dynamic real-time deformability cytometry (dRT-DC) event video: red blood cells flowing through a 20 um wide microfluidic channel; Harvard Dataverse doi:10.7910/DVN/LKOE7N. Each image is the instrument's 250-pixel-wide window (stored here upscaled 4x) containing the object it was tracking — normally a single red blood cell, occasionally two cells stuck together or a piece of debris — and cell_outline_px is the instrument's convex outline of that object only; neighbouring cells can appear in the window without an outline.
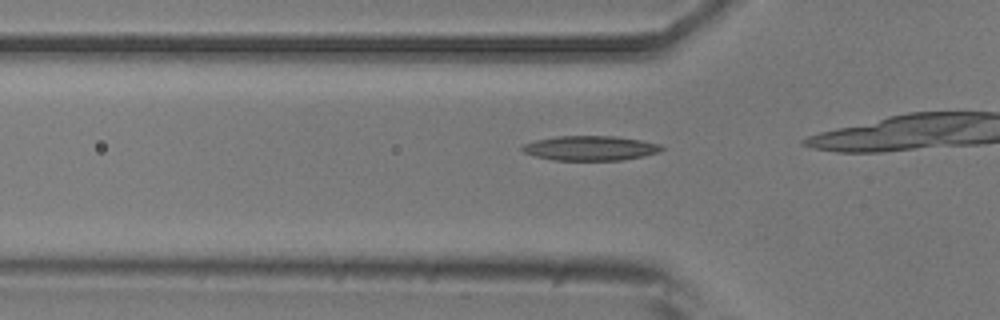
{"species": "common noctule bat (a hibernating species)", "species_latin": "Nyctalus noctula", "temperature_condition": "room temperature", "stored_images_in_passage": 35, "camera_frame_rate_fps": 3000, "um_per_image_px": 0.085, "animal": {"sex": "male", "body_mass_g": 20.5, "forearm_length_mm": 52.5}, "frame": {"image": 1, "passage_image": 13, "time_ms": 4.0, "image_size_px": [1000, 320], "cell_outline_px": [[664, 148], [660, 152], [644, 156], [620, 160], [552, 160], [536, 156], [524, 152], [520, 148], [524, 144], [536, 140], [556, 136], [616, 136], [640, 140], [660, 144]], "centroid_in_image_um": [50.19, 12.59], "position_along_channel_um": 75.6, "area_um2": 20.0}}
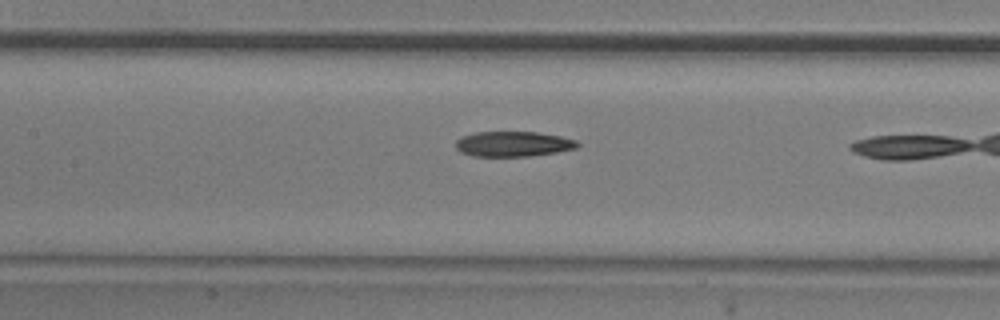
{"frame": {"image": 2, "passage_image": 20, "time_ms": 6.333, "image_size_px": [1000, 320], "cell_outline_px": [[580, 144], [576, 148], [556, 152], [528, 156], [472, 156], [460, 152], [456, 148], [456, 140], [460, 136], [476, 132], [536, 132], [560, 136], [576, 140]], "centroid_in_image_um": [43.58, 12.23], "position_along_channel_um": 163.8, "area_um2": 17.86}}
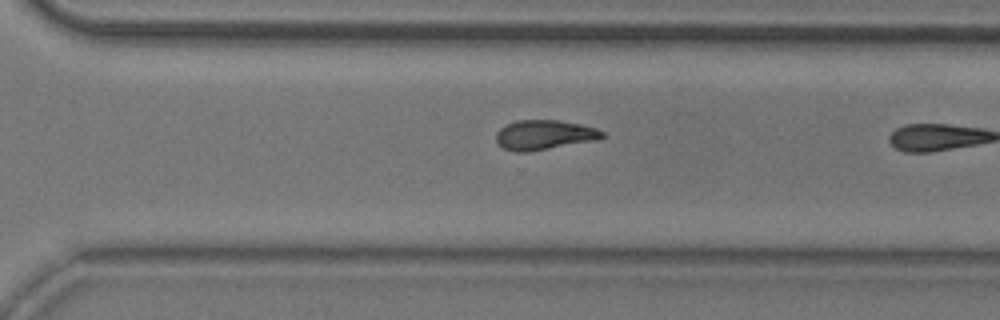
{"frame": {"image": 3, "passage_image": 33, "time_ms": 10.667, "image_size_px": [1000, 320], "cell_outline_px": [[608, 136], [596, 140], [528, 152], [512, 152], [504, 148], [496, 140], [496, 132], [500, 128], [516, 120], [560, 120], [580, 124], [596, 128], [604, 132]], "centroid_in_image_um": [46.28, 11.46], "position_along_channel_um": 324.3, "area_um2": 18.44}}